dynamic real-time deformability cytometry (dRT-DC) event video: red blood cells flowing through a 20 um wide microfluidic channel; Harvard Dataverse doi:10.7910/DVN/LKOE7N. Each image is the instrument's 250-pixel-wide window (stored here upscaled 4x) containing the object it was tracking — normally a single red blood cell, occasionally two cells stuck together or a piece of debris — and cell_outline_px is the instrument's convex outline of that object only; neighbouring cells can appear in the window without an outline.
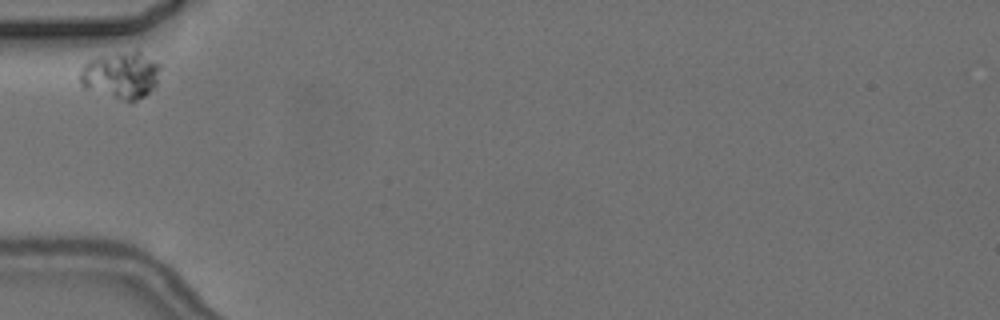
{"species": "common noctule bat (a hibernating species)", "species_latin": "Nyctalus noctula", "temperature_condition": "cold", "stored_images_in_passage": 1, "camera_frame_rate_fps": 3000, "um_per_image_px": 0.085, "animal": {"sex": "female", "body_mass_g": 24.6, "forearm_length_mm": 56.2}, "frame": {"image": 1, "passage_image": 1, "time_ms": 0.0, "image_size_px": [1000, 320], "cell_outline_px": [[164, 68], [156, 84], [144, 96], [136, 100], [124, 100], [84, 88], [80, 84], [80, 72], [84, 64], [88, 60], [100, 56], [136, 52], [140, 52], [160, 64]], "centroid_in_image_um": [10.31, 6.39], "position_along_channel_um": 74.7, "area_um2": 21.56}}